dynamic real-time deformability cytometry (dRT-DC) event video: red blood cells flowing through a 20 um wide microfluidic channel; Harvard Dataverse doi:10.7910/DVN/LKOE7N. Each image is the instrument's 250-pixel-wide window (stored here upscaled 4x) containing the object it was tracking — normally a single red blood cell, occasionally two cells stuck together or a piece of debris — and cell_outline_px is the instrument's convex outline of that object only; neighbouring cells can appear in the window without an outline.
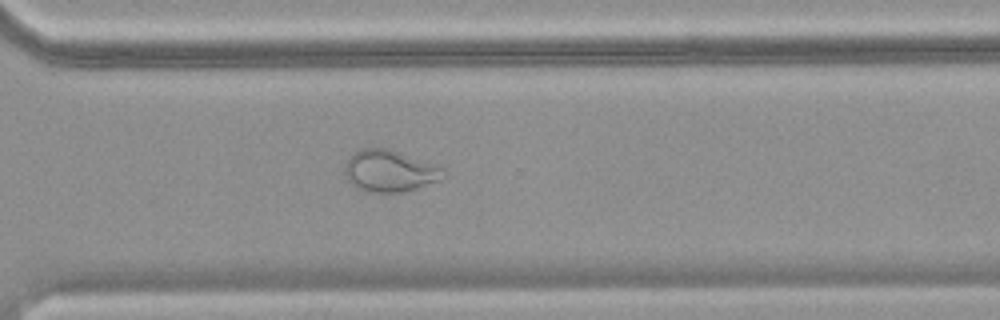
{"species": "common noctule bat (a hibernating species)", "species_latin": "Nyctalus noctula", "temperature_condition": "warm", "stored_images_in_passage": 70, "camera_frame_rate_fps": 3000, "um_per_image_px": 0.085, "animal": {"sex": "female", "body_mass_g": 18.4}, "frame": {"image": 1, "passage_image": 52, "time_ms": 17.0, "image_size_px": [1000, 320], "cell_outline_px": [[444, 168], [440, 180], [404, 192], [364, 192], [356, 188], [348, 180], [344, 172], [344, 164], [356, 152], [364, 148], [388, 148], [440, 164]], "centroid_in_image_um": [33.14, 14.53], "position_along_channel_um": 337.5, "area_um2": 24.16}}
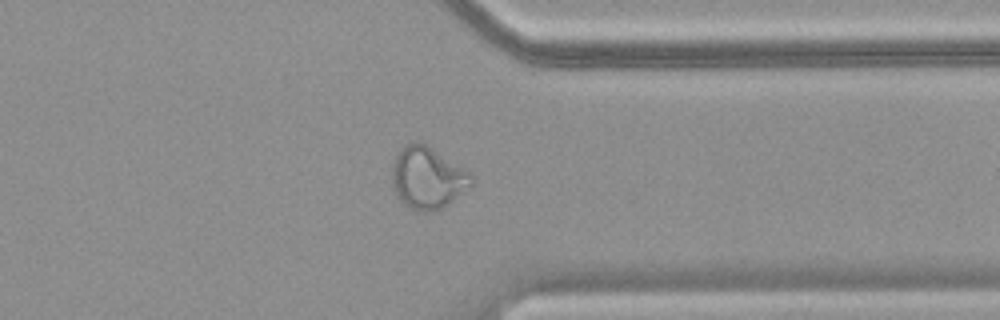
{"frame": {"image": 2, "passage_image": 56, "time_ms": 18.333, "image_size_px": [1000, 320], "cell_outline_px": [[472, 184], [444, 208], [432, 212], [420, 212], [404, 204], [396, 196], [392, 184], [392, 164], [400, 148], [404, 144], [416, 140], [432, 148], [464, 168], [472, 176]], "centroid_in_image_um": [36.31, 15.12], "position_along_channel_um": 375.1, "area_um2": 28.67}}
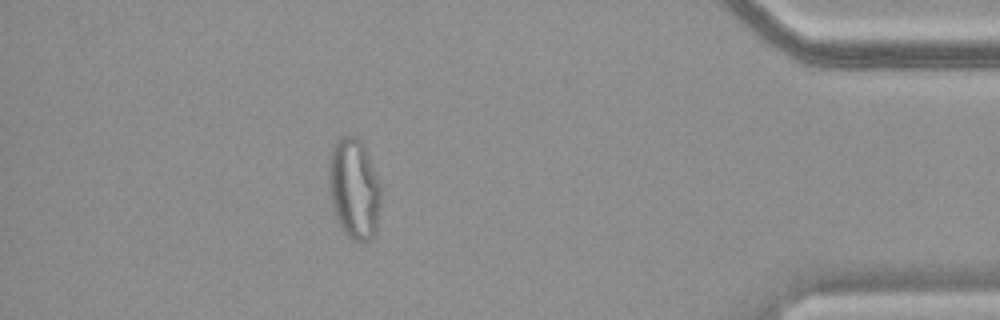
{"frame": {"image": 3, "passage_image": 63, "time_ms": 20.667, "image_size_px": [1000, 320], "cell_outline_px": [[380, 204], [376, 232], [364, 244], [360, 244], [352, 240], [344, 232], [332, 208], [328, 184], [328, 168], [332, 148], [340, 136], [356, 136], [364, 140], [380, 184]], "centroid_in_image_um": [30.1, 16.02], "position_along_channel_um": 405.1, "area_um2": 31.15}}